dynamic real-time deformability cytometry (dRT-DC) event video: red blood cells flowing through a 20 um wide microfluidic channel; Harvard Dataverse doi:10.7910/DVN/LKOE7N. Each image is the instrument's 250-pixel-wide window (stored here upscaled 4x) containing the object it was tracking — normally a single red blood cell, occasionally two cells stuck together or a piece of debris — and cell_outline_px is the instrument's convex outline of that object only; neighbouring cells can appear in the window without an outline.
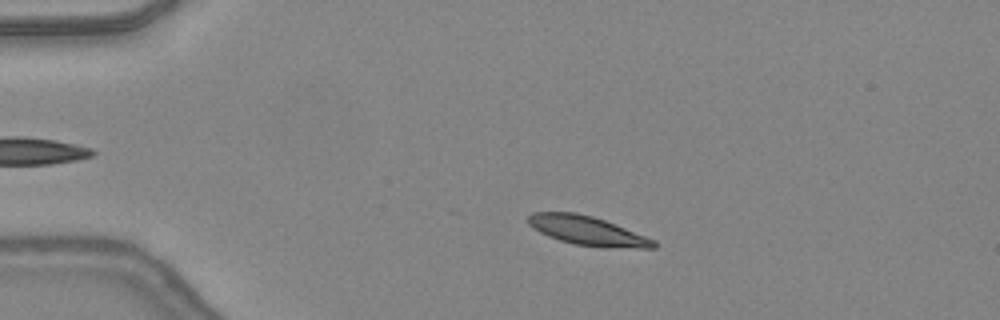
{"species": "common noctule bat (a hibernating species)", "species_latin": "Nyctalus noctula", "temperature_condition": "warm", "stored_images_in_passage": 22, "camera_frame_rate_fps": 3000, "um_per_image_px": 0.085, "animal": {"sex": "female", "body_mass_g": 24.6, "forearm_length_mm": 56.2}, "frame": {"image": 1, "passage_image": 8, "time_ms": 2.333, "image_size_px": [1000, 320], "cell_outline_px": [[656, 248], [636, 248], [576, 244], [560, 240], [548, 236], [532, 228], [528, 224], [528, 216], [532, 212], [576, 212], [592, 216], [604, 220], [656, 240]], "centroid_in_image_um": [49.89, 19.58], "position_along_channel_um": 35.1, "area_um2": 20.81}}
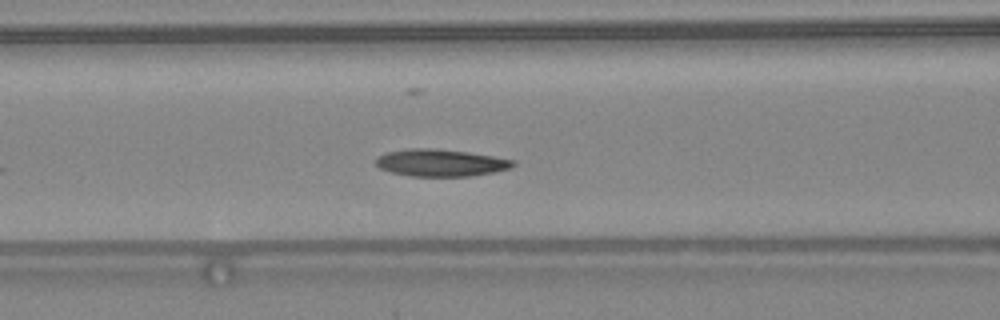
{"frame": {"image": 2, "passage_image": 18, "time_ms": 5.667, "image_size_px": [1000, 320], "cell_outline_px": [[516, 164], [512, 168], [496, 172], [472, 176], [412, 176], [392, 172], [380, 168], [376, 164], [376, 156], [384, 152], [408, 148], [436, 148], [468, 152], [516, 160]], "centroid_in_image_um": [37.48, 13.83], "position_along_channel_um": 129.1, "area_um2": 21.96}}